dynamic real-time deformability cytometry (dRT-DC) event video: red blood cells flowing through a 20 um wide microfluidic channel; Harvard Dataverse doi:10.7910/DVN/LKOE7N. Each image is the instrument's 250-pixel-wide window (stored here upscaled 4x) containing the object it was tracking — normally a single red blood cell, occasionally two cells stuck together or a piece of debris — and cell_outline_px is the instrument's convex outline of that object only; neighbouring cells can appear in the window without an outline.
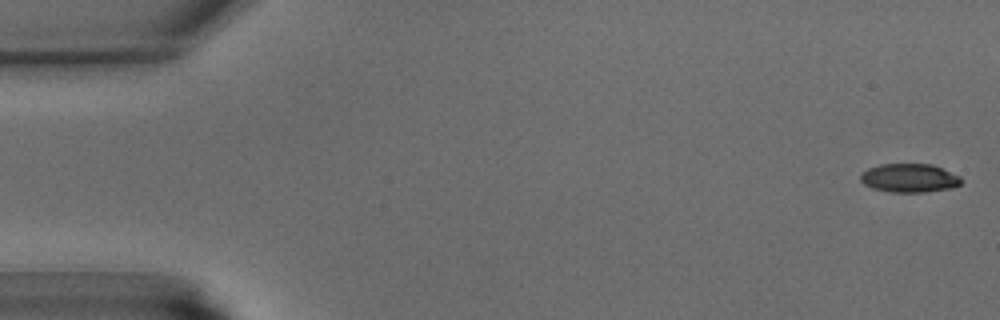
{"species": "common noctule bat (a hibernating species)", "species_latin": "Nyctalus noctula", "temperature_condition": "warm", "stored_images_in_passage": 42, "camera_frame_rate_fps": 3000, "um_per_image_px": 0.085, "animal": {"sex": "male", "body_mass_g": 15.6}, "frame": {"image": 1, "passage_image": 1, "time_ms": 0.0, "image_size_px": [1000, 320], "cell_outline_px": [[964, 180], [960, 184], [952, 188], [924, 192], [892, 192], [872, 188], [864, 184], [860, 180], [860, 172], [868, 168], [880, 164], [932, 164], [960, 176]], "centroid_in_image_um": [77.29, 15.13], "position_along_channel_um": 7.7, "area_um2": 16.94}}
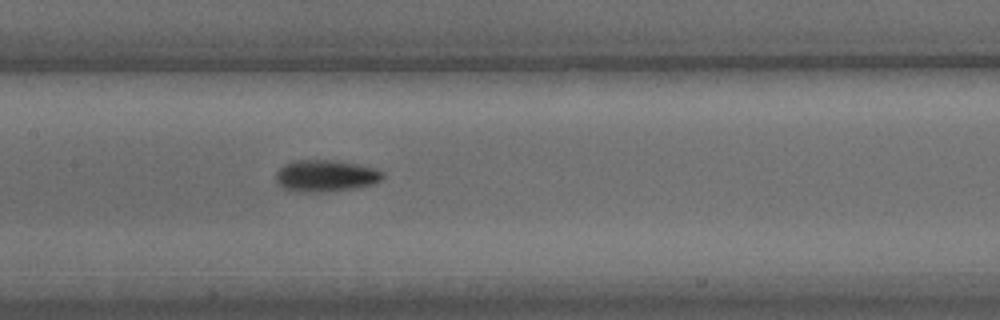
{"frame": {"image": 2, "passage_image": 20, "time_ms": 6.333, "image_size_px": [1000, 320], "cell_outline_px": [[384, 176], [380, 180], [372, 184], [352, 188], [320, 192], [304, 192], [284, 188], [276, 180], [276, 172], [284, 164], [292, 160], [336, 160], [376, 168], [384, 172]], "centroid_in_image_um": [27.68, 14.92], "position_along_channel_um": 179.7, "area_um2": 19.59}}
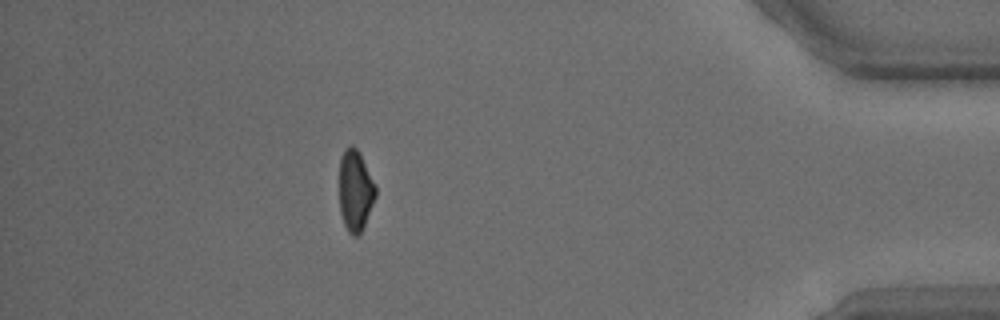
{"frame": {"image": 3, "passage_image": 37, "time_ms": 12.0, "image_size_px": [1000, 320], "cell_outline_px": [[376, 196], [364, 228], [356, 236], [352, 236], [348, 232], [344, 224], [340, 212], [340, 156], [344, 148], [348, 144], [352, 144], [360, 152], [376, 184]], "centroid_in_image_um": [30.21, 16.17], "position_along_channel_um": 405.0, "area_um2": 17.51}}